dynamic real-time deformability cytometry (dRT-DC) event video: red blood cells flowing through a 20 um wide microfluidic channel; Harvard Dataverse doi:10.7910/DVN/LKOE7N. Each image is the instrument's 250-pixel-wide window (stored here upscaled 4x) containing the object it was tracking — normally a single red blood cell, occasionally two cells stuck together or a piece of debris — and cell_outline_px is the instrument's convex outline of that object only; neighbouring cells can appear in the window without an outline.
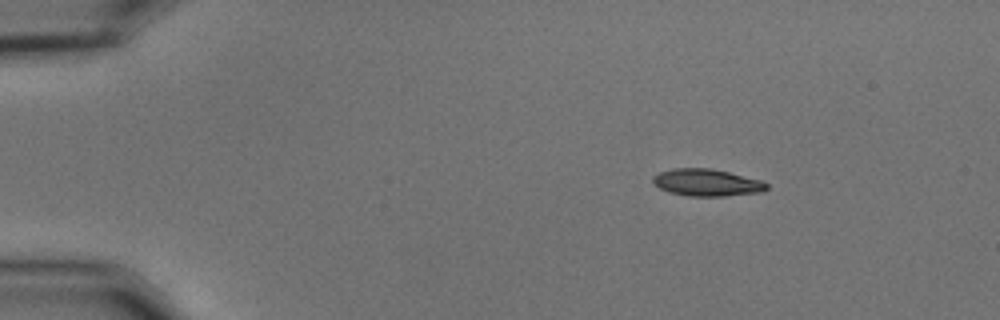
{"species": "common noctule bat (a hibernating species)", "species_latin": "Nyctalus noctula", "temperature_condition": "cold", "stored_images_in_passage": 49, "camera_frame_rate_fps": 3000, "um_per_image_px": 0.085, "animal": {"sex": "male", "body_mass_g": 15.6}, "frame": {"image": 1, "passage_image": 1, "time_ms": 0.0, "image_size_px": [1000, 320], "cell_outline_px": [[768, 188], [764, 192], [724, 196], [688, 196], [668, 192], [652, 184], [652, 176], [660, 172], [672, 168], [712, 168], [760, 180], [768, 184]], "centroid_in_image_um": [60.05, 15.52], "position_along_channel_um": 24.9, "area_um2": 18.09}}
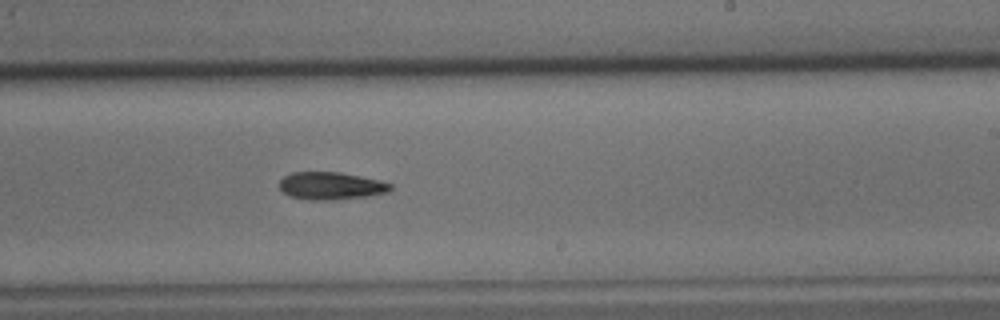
{"frame": {"image": 2, "passage_image": 27, "time_ms": 8.667, "image_size_px": [1000, 320], "cell_outline_px": [[392, 188], [388, 192], [368, 196], [332, 200], [308, 200], [292, 196], [284, 192], [280, 188], [280, 180], [284, 176], [292, 172], [340, 172], [380, 180], [392, 184]], "centroid_in_image_um": [28.15, 15.79], "position_along_channel_um": 260.9, "area_um2": 17.8}}
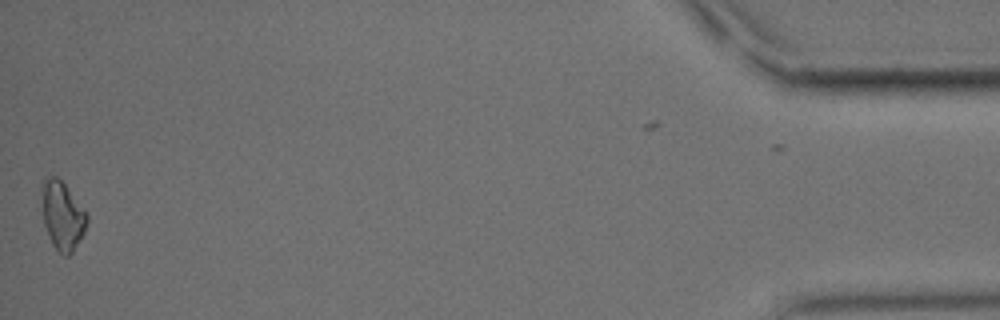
{"frame": {"image": 3, "passage_image": 48, "time_ms": 15.667, "image_size_px": [1000, 320], "cell_outline_px": [[88, 220], [84, 232], [72, 252], [68, 256], [64, 256], [52, 244], [44, 224], [44, 176], [56, 176], [64, 184], [88, 216]], "centroid_in_image_um": [5.33, 18.36], "position_along_channel_um": 429.9, "area_um2": 17.11}, "authors_computed_cell_mechanics": {"area_um2": 17.7446, "velocity_mm_per_s": 3.6363, "shape_relaxation_time_tau1_ms": 3.978, "shape_relaxation_time_tau2_ms": null, "deformation_change_tau1": 0.1232, "deformation_change_tau2": null}}